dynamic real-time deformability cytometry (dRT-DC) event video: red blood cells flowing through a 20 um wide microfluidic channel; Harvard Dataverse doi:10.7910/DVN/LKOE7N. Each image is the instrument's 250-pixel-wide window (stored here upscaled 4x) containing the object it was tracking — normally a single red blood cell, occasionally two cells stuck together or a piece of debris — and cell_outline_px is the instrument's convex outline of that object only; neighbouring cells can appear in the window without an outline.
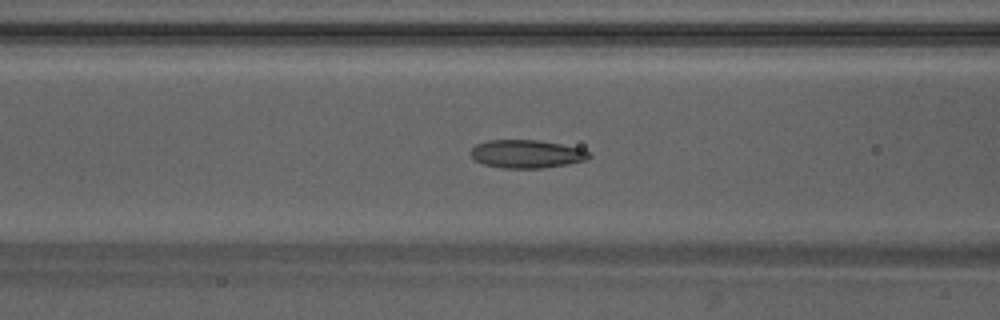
{"species": "Egyptian fruit bat (a non-hibernating species)", "species_latin": "Rousettus aegyptiacus", "temperature_condition": "warm", "stored_images_in_passage": 49, "camera_frame_rate_fps": 3000, "um_per_image_px": 0.085, "animal": {"sex": "male"}, "frame": {"image": 1, "passage_image": 20, "time_ms": 6.333, "image_size_px": [1000, 320], "cell_outline_px": [[592, 156], [588, 160], [568, 164], [544, 168], [500, 168], [484, 164], [476, 160], [468, 152], [476, 144], [488, 140], [536, 140], [560, 144], [580, 148], [588, 152]], "centroid_in_image_um": [44.76, 13.09], "position_along_channel_um": 121.8, "area_um2": 19.48}}
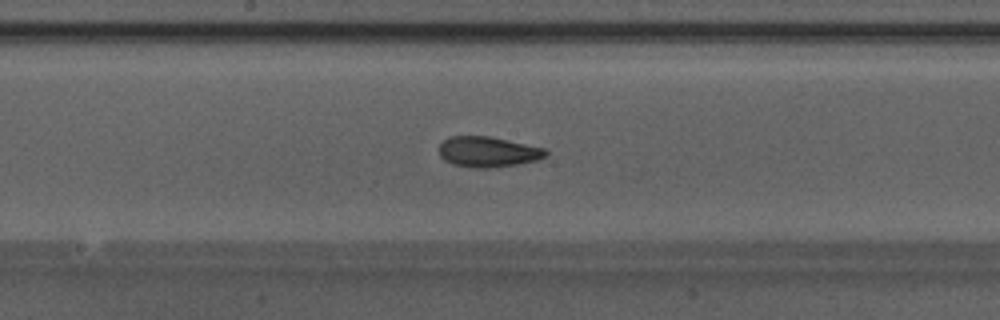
{"frame": {"image": 2, "passage_image": 26, "time_ms": 8.333, "image_size_px": [1000, 320], "cell_outline_px": [[548, 156], [536, 160], [516, 164], [488, 168], [468, 168], [452, 164], [444, 160], [440, 156], [440, 144], [444, 140], [452, 136], [488, 136], [544, 148], [548, 152]], "centroid_in_image_um": [41.45, 12.92], "position_along_channel_um": 206.7, "area_um2": 18.84}}
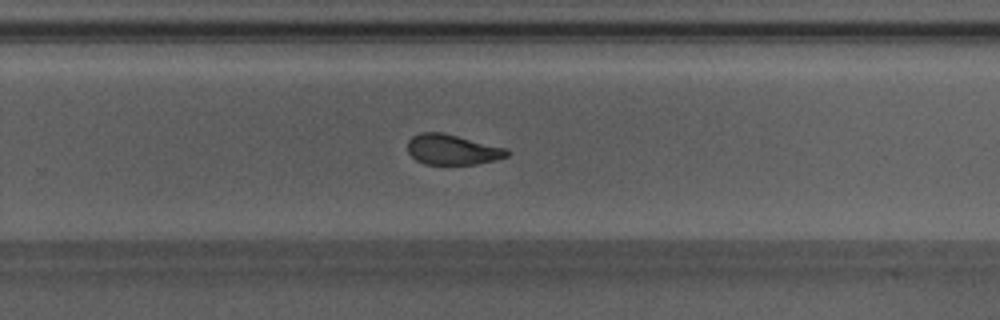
{"frame": {"image": 3, "passage_image": 32, "time_ms": 10.333, "image_size_px": [1000, 320], "cell_outline_px": [[512, 152], [508, 156], [496, 160], [476, 164], [424, 164], [416, 160], [408, 152], [408, 140], [412, 136], [420, 132], [444, 132], [508, 148]], "centroid_in_image_um": [38.49, 12.7], "position_along_channel_um": 291.3, "area_um2": 17.86}, "authors_computed_cell_mechanics": {"area_um2": 18.9584, "velocity_mm_per_s": 4.2494, "shape_relaxation_time_tau1_ms": null, "shape_relaxation_time_tau2_ms": 1.9004, "deformation_change_tau1": null, "deformation_change_tau2": 0.0824}}